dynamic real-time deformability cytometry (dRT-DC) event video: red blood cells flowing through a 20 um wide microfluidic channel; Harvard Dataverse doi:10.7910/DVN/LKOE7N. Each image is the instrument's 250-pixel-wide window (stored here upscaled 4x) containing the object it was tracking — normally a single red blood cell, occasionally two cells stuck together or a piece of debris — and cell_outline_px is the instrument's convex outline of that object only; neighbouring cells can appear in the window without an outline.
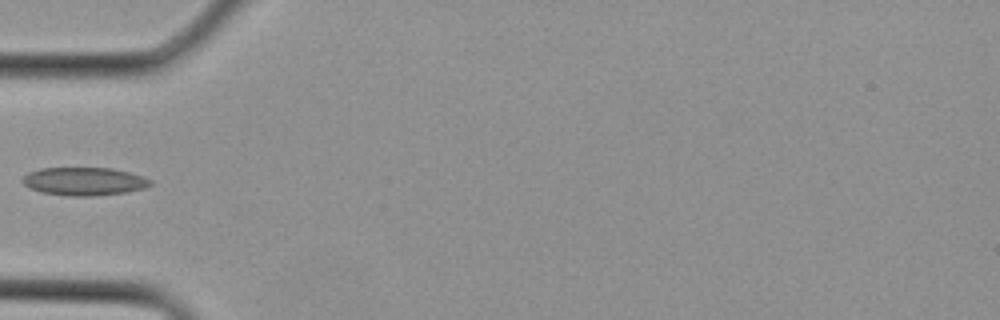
{"species": "Egyptian fruit bat (a non-hibernating species)", "species_latin": "Rousettus aegyptiacus", "temperature_condition": "cold", "stored_images_in_passage": 3, "camera_frame_rate_fps": 3000, "um_per_image_px": 0.085, "animal": {"sex": "female"}, "frame": {"image": 1, "passage_image": 3, "time_ms": 0.667, "image_size_px": [1000, 320], "cell_outline_px": [[152, 184], [144, 188], [128, 192], [96, 196], [68, 196], [40, 192], [24, 184], [20, 180], [28, 172], [40, 168], [112, 168], [128, 172], [152, 180]], "centroid_in_image_um": [7.14, 15.42], "position_along_channel_um": 77.9, "area_um2": 20.98}}